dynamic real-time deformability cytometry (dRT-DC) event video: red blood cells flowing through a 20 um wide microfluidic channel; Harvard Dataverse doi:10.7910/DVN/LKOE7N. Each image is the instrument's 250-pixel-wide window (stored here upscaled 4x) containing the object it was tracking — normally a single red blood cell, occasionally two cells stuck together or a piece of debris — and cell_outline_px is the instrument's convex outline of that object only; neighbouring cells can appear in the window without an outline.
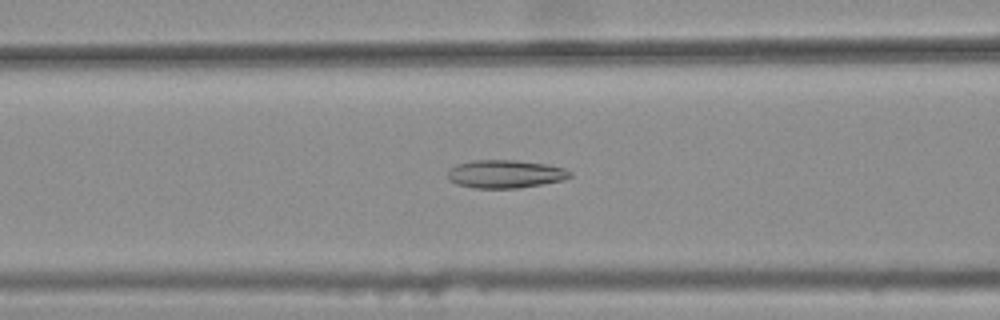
{"species": "common noctule bat (a hibernating species)", "species_latin": "Nyctalus noctula", "temperature_condition": "warm", "stored_images_in_passage": 35, "camera_frame_rate_fps": 3000, "um_per_image_px": 0.085, "animal": {"sex": "female", "body_mass_g": 25.1}, "frame": {"image": 1, "passage_image": 11, "time_ms": 3.333, "image_size_px": [1000, 320], "cell_outline_px": [[572, 176], [564, 180], [544, 184], [520, 188], [476, 188], [456, 184], [448, 180], [448, 172], [456, 164], [472, 160], [516, 160], [548, 164], [564, 168], [572, 172]], "centroid_in_image_um": [42.98, 14.79], "position_along_channel_um": 123.6, "area_um2": 20.23}}
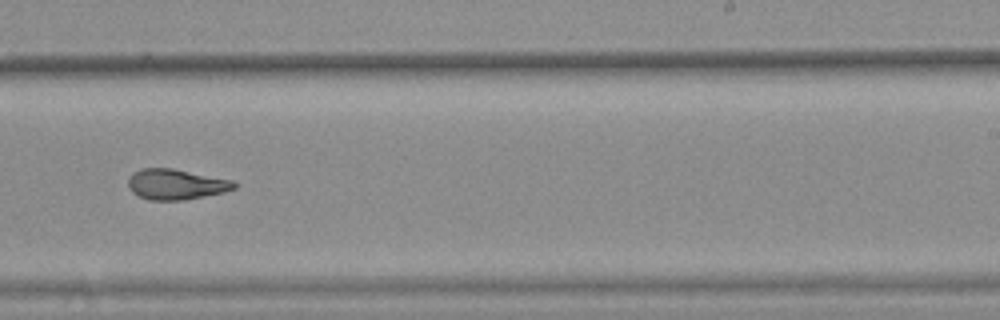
{"frame": {"image": 2, "passage_image": 23, "time_ms": 7.333, "image_size_px": [1000, 320], "cell_outline_px": [[236, 188], [224, 192], [184, 200], [148, 200], [132, 192], [128, 188], [128, 180], [132, 172], [140, 168], [172, 168], [236, 180]], "centroid_in_image_um": [14.97, 15.66], "position_along_channel_um": 274.0, "area_um2": 19.07}}
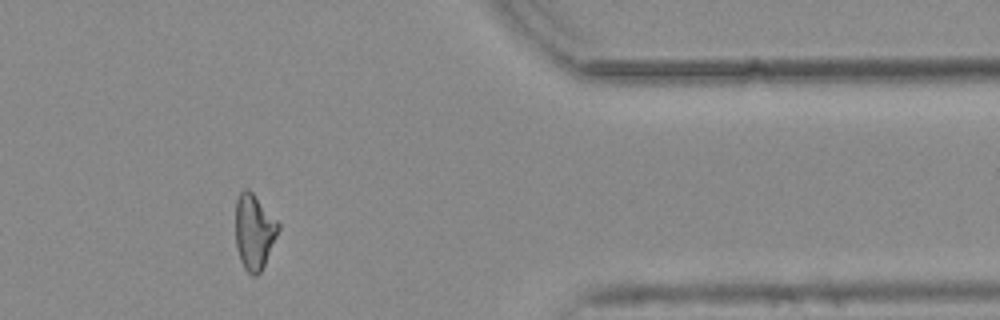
{"frame": {"image": 3, "passage_image": 34, "time_ms": 11.0, "image_size_px": [1000, 320], "cell_outline_px": [[280, 228], [264, 264], [260, 272], [256, 276], [252, 276], [244, 268], [240, 260], [236, 248], [236, 200], [240, 192], [244, 188], [248, 188], [252, 192], [280, 224]], "centroid_in_image_um": [21.59, 19.69], "position_along_channel_um": 389.8, "area_um2": 18.61}, "authors_computed_cell_mechanics": {"area_um2": 18.9584, "velocity_mm_per_s": 3.7664, "shape_relaxation_time_tau1_ms": null, "shape_relaxation_time_tau2_ms": 3.2068, "deformation_change_tau1": null, "deformation_change_tau2": 0.1093}}